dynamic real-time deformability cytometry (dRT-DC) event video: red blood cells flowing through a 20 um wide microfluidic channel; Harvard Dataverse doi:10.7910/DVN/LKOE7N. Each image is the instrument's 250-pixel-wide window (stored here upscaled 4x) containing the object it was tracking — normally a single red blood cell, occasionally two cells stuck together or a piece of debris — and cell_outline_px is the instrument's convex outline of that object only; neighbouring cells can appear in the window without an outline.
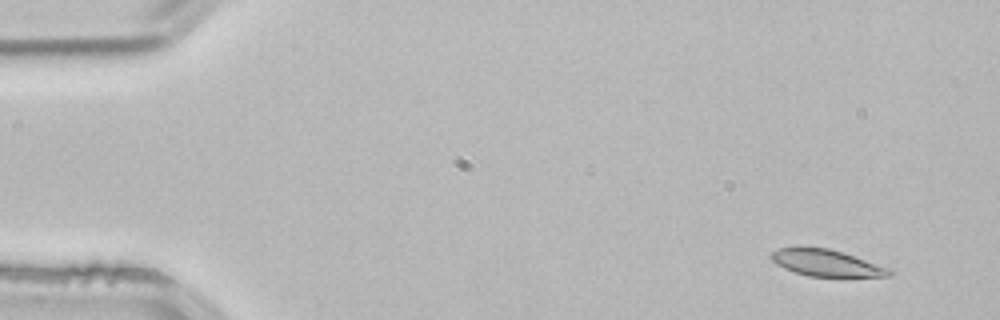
{"species": "common noctule bat (a hibernating species)", "species_latin": "Nyctalus noctula", "temperature_condition": "room temperature", "stored_images_in_passage": 3, "camera_frame_rate_fps": 3000, "um_per_image_px": 0.085, "animal": {"sex": "male", "body_mass_g": 21.5, "forearm_length_mm": 52.0}, "frame": {"image": 1, "passage_image": 1, "time_ms": 0.0, "image_size_px": [1000, 320], "cell_outline_px": [[892, 276], [808, 276], [784, 268], [776, 264], [768, 256], [772, 252], [780, 248], [828, 248], [844, 252], [888, 268], [892, 272]], "centroid_in_image_um": [70.22, 22.35], "position_along_channel_um": 14.8, "area_um2": 17.92}}
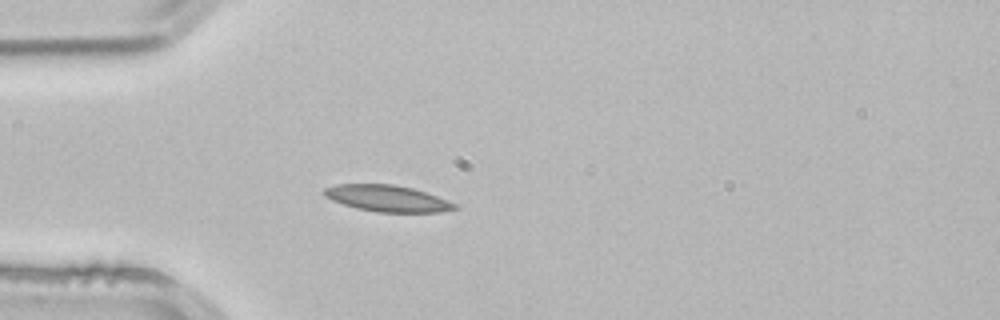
{"frame": {"image": 2, "passage_image": 3, "time_ms": 0.667, "image_size_px": [1000, 320], "cell_outline_px": [[460, 208], [440, 212], [376, 212], [356, 208], [332, 200], [324, 196], [324, 188], [336, 184], [392, 184], [412, 188], [448, 200], [456, 204]], "centroid_in_image_um": [32.92, 16.87], "position_along_channel_um": 52.1, "area_um2": 20.0}}